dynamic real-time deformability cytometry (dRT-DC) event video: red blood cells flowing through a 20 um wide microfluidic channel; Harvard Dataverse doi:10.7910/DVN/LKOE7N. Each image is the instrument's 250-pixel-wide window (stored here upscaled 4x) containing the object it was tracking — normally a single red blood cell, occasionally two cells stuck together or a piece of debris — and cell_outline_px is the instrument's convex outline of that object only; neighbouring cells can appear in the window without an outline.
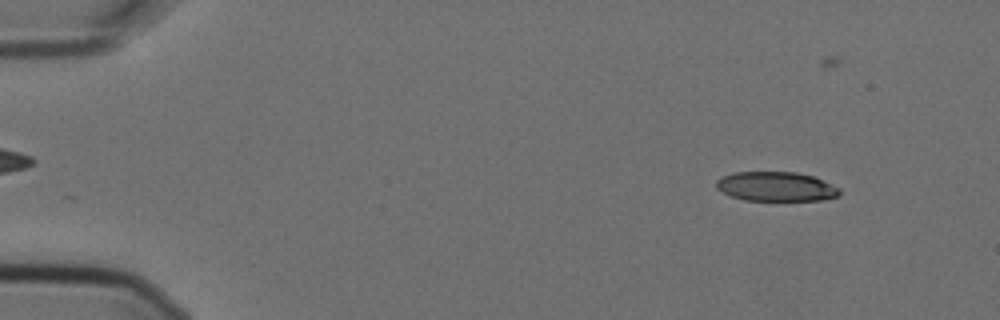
{"species": "Egyptian fruit bat (a non-hibernating species)", "species_latin": "Rousettus aegyptiacus", "temperature_condition": "cold", "stored_images_in_passage": 3, "camera_frame_rate_fps": 3000, "um_per_image_px": 0.085, "animal": {"sex": "female"}, "frame": {"image": 1, "passage_image": 1, "time_ms": 0.0, "image_size_px": [1000, 320], "cell_outline_px": [[840, 196], [820, 200], [744, 200], [732, 196], [716, 188], [716, 180], [724, 176], [736, 172], [796, 172], [812, 176], [840, 188]], "centroid_in_image_um": [65.98, 15.86], "position_along_channel_um": 19.0, "area_um2": 20.92}}